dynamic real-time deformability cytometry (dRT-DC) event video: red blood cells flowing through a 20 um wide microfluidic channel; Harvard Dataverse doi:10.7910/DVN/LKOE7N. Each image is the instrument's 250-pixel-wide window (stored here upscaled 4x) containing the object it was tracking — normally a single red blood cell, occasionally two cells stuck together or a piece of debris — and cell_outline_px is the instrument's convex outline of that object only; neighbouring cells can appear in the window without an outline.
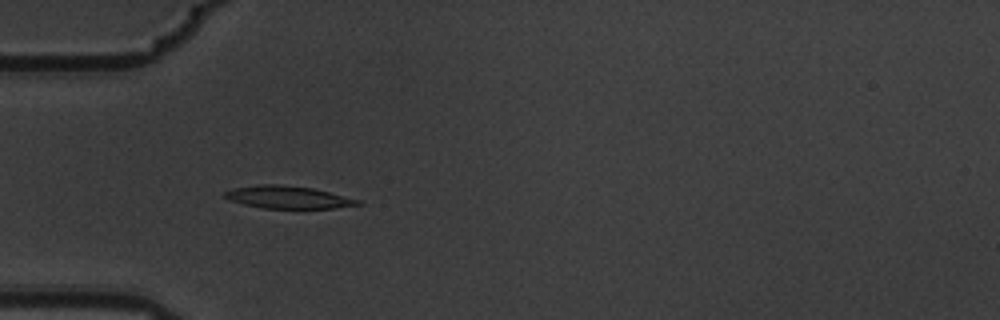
{"species": "common noctule bat (a hibernating species)", "species_latin": "Nyctalus noctula", "temperature_condition": "warm", "stored_images_in_passage": 15, "camera_frame_rate_fps": 3000, "um_per_image_px": 0.085, "animal": {"sex": "male", "body_mass_g": 19.5, "forearm_length_mm": 54.6}, "frame": {"image": 1, "passage_image": 5, "time_ms": 1.333, "image_size_px": [1000, 320], "cell_outline_px": [[364, 204], [336, 208], [264, 208], [244, 204], [228, 200], [224, 196], [224, 192], [232, 188], [260, 184], [280, 184], [312, 188], [360, 200]], "centroid_in_image_um": [24.46, 16.76], "position_along_channel_um": 60.5, "area_um2": 17.4}}
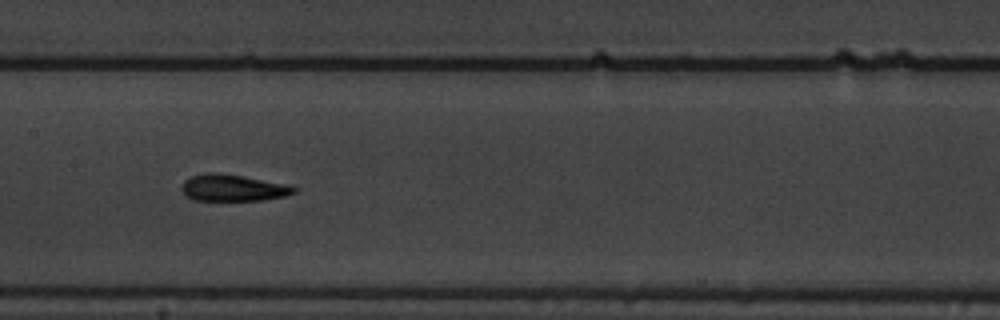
{"frame": {"image": 2, "passage_image": 8, "time_ms": 2.333, "image_size_px": [1000, 320], "cell_outline_px": [[296, 192], [284, 196], [260, 200], [192, 200], [180, 188], [184, 180], [192, 176], [204, 172], [216, 172], [244, 176], [280, 184], [296, 188]], "centroid_in_image_um": [19.71, 15.96], "position_along_channel_um": 187.7, "area_um2": 17.11}}
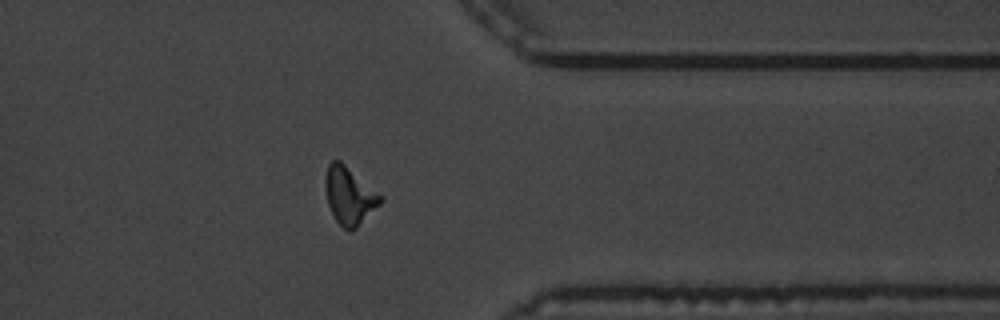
{"frame": {"image": 3, "passage_image": 13, "time_ms": 4.0, "image_size_px": [1000, 320], "cell_outline_px": [[384, 200], [356, 228], [348, 232], [336, 220], [328, 204], [324, 188], [324, 180], [328, 164], [332, 160], [340, 160], [384, 196]], "centroid_in_image_um": [29.7, 16.61], "position_along_channel_um": 381.7, "area_um2": 18.61}}